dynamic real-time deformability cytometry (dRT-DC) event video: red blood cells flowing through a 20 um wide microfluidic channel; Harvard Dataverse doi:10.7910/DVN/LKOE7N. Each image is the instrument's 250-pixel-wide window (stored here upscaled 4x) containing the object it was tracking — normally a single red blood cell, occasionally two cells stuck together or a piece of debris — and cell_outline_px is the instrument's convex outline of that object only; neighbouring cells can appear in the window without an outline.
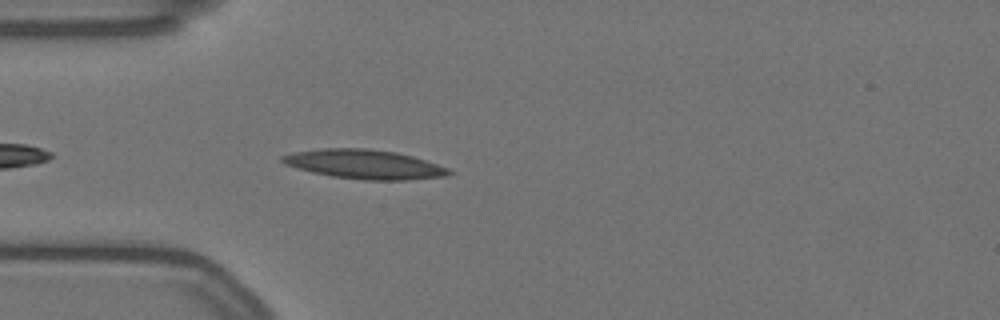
{"species": "Egyptian fruit bat (a non-hibernating species)", "species_latin": "Rousettus aegyptiacus", "temperature_condition": "warm", "stored_images_in_passage": 9, "camera_frame_rate_fps": 3000, "um_per_image_px": 0.085, "animal": {"sex": "female"}, "frame": {"image": 1, "passage_image": 4, "time_ms": 1.0, "image_size_px": [1000, 320], "cell_outline_px": [[456, 172], [448, 176], [408, 180], [364, 180], [332, 176], [312, 172], [296, 168], [284, 164], [280, 160], [280, 156], [296, 152], [324, 148], [368, 148], [396, 152], [412, 156], [448, 168]], "centroid_in_image_um": [31.0, 13.97], "position_along_channel_um": 54.0, "area_um2": 28.44}}
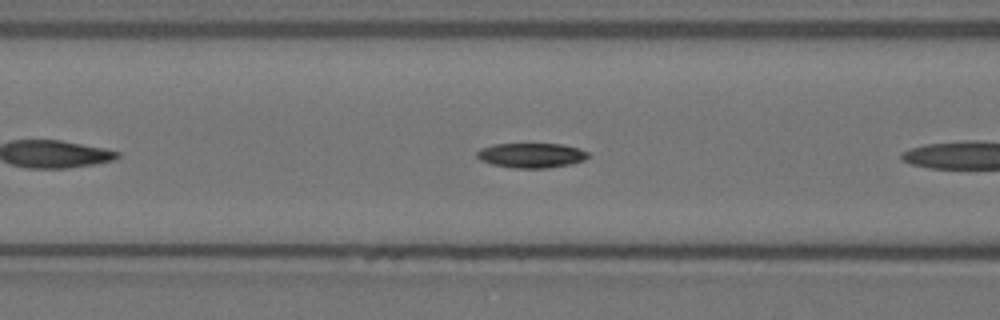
{"frame": {"image": 2, "passage_image": 7, "time_ms": 2.0, "image_size_px": [1000, 320], "cell_outline_px": [[588, 156], [584, 160], [572, 164], [548, 168], [512, 168], [492, 164], [480, 160], [476, 156], [476, 152], [480, 148], [492, 144], [564, 144], [588, 152]], "centroid_in_image_um": [45.13, 13.21], "position_along_channel_um": 121.5, "area_um2": 16.13}}